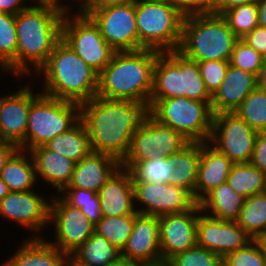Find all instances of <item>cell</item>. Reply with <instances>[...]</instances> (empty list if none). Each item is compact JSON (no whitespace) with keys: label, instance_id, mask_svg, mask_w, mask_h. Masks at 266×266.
Instances as JSON below:
<instances>
[{"label":"cell","instance_id":"cell-1","mask_svg":"<svg viewBox=\"0 0 266 266\" xmlns=\"http://www.w3.org/2000/svg\"><path fill=\"white\" fill-rule=\"evenodd\" d=\"M148 108L130 100L99 96L80 103V120L86 127L93 152L115 157L120 163L126 157L132 136Z\"/></svg>","mask_w":266,"mask_h":266},{"label":"cell","instance_id":"cell-2","mask_svg":"<svg viewBox=\"0 0 266 266\" xmlns=\"http://www.w3.org/2000/svg\"><path fill=\"white\" fill-rule=\"evenodd\" d=\"M64 14L58 3L50 2L30 4L15 15L17 81L30 79L47 62L62 39Z\"/></svg>","mask_w":266,"mask_h":266},{"label":"cell","instance_id":"cell-3","mask_svg":"<svg viewBox=\"0 0 266 266\" xmlns=\"http://www.w3.org/2000/svg\"><path fill=\"white\" fill-rule=\"evenodd\" d=\"M158 53L152 49L115 52L99 73L97 96L135 101L148 108Z\"/></svg>","mask_w":266,"mask_h":266},{"label":"cell","instance_id":"cell-4","mask_svg":"<svg viewBox=\"0 0 266 266\" xmlns=\"http://www.w3.org/2000/svg\"><path fill=\"white\" fill-rule=\"evenodd\" d=\"M34 76L43 85L40 92L56 99L80 104L97 95L99 74L62 39Z\"/></svg>","mask_w":266,"mask_h":266},{"label":"cell","instance_id":"cell-5","mask_svg":"<svg viewBox=\"0 0 266 266\" xmlns=\"http://www.w3.org/2000/svg\"><path fill=\"white\" fill-rule=\"evenodd\" d=\"M239 38L219 14H193L185 16L182 40L178 49L193 61H229Z\"/></svg>","mask_w":266,"mask_h":266},{"label":"cell","instance_id":"cell-6","mask_svg":"<svg viewBox=\"0 0 266 266\" xmlns=\"http://www.w3.org/2000/svg\"><path fill=\"white\" fill-rule=\"evenodd\" d=\"M139 50H178L185 16L170 2L135 0Z\"/></svg>","mask_w":266,"mask_h":266},{"label":"cell","instance_id":"cell-7","mask_svg":"<svg viewBox=\"0 0 266 266\" xmlns=\"http://www.w3.org/2000/svg\"><path fill=\"white\" fill-rule=\"evenodd\" d=\"M80 121V104L33 90L25 133V150L44 146Z\"/></svg>","mask_w":266,"mask_h":266},{"label":"cell","instance_id":"cell-8","mask_svg":"<svg viewBox=\"0 0 266 266\" xmlns=\"http://www.w3.org/2000/svg\"><path fill=\"white\" fill-rule=\"evenodd\" d=\"M148 113L190 142L210 140L214 116L211 101H196L187 97L149 100Z\"/></svg>","mask_w":266,"mask_h":266},{"label":"cell","instance_id":"cell-9","mask_svg":"<svg viewBox=\"0 0 266 266\" xmlns=\"http://www.w3.org/2000/svg\"><path fill=\"white\" fill-rule=\"evenodd\" d=\"M62 40L98 74L110 63L116 52L86 13L64 14Z\"/></svg>","mask_w":266,"mask_h":266},{"label":"cell","instance_id":"cell-10","mask_svg":"<svg viewBox=\"0 0 266 266\" xmlns=\"http://www.w3.org/2000/svg\"><path fill=\"white\" fill-rule=\"evenodd\" d=\"M83 13L93 20L116 52L139 50L135 0L88 7Z\"/></svg>","mask_w":266,"mask_h":266},{"label":"cell","instance_id":"cell-11","mask_svg":"<svg viewBox=\"0 0 266 266\" xmlns=\"http://www.w3.org/2000/svg\"><path fill=\"white\" fill-rule=\"evenodd\" d=\"M189 143L182 134L160 124L148 113L134 132L129 151L122 162H144L153 156L168 157Z\"/></svg>","mask_w":266,"mask_h":266},{"label":"cell","instance_id":"cell-12","mask_svg":"<svg viewBox=\"0 0 266 266\" xmlns=\"http://www.w3.org/2000/svg\"><path fill=\"white\" fill-rule=\"evenodd\" d=\"M49 198L51 203L48 230L53 229L55 240L44 238L69 256L95 233V225L80 209L68 204L59 194L52 193Z\"/></svg>","mask_w":266,"mask_h":266},{"label":"cell","instance_id":"cell-13","mask_svg":"<svg viewBox=\"0 0 266 266\" xmlns=\"http://www.w3.org/2000/svg\"><path fill=\"white\" fill-rule=\"evenodd\" d=\"M257 132L236 112L214 114L209 143L233 163H249Z\"/></svg>","mask_w":266,"mask_h":266},{"label":"cell","instance_id":"cell-14","mask_svg":"<svg viewBox=\"0 0 266 266\" xmlns=\"http://www.w3.org/2000/svg\"><path fill=\"white\" fill-rule=\"evenodd\" d=\"M43 196V193L41 195L38 192V188L24 192H10L0 200V218L9 220L25 230L28 229L31 235L27 238H44L42 235H45V231L49 228L51 199Z\"/></svg>","mask_w":266,"mask_h":266},{"label":"cell","instance_id":"cell-15","mask_svg":"<svg viewBox=\"0 0 266 266\" xmlns=\"http://www.w3.org/2000/svg\"><path fill=\"white\" fill-rule=\"evenodd\" d=\"M134 204L140 214L162 216L192 210L198 202L193 194L168 183L132 182Z\"/></svg>","mask_w":266,"mask_h":266},{"label":"cell","instance_id":"cell-16","mask_svg":"<svg viewBox=\"0 0 266 266\" xmlns=\"http://www.w3.org/2000/svg\"><path fill=\"white\" fill-rule=\"evenodd\" d=\"M254 239L236 221L214 218L201 210L197 219V245L224 258L246 247Z\"/></svg>","mask_w":266,"mask_h":266},{"label":"cell","instance_id":"cell-17","mask_svg":"<svg viewBox=\"0 0 266 266\" xmlns=\"http://www.w3.org/2000/svg\"><path fill=\"white\" fill-rule=\"evenodd\" d=\"M198 216L199 204L190 211L159 216L162 261L197 245Z\"/></svg>","mask_w":266,"mask_h":266},{"label":"cell","instance_id":"cell-18","mask_svg":"<svg viewBox=\"0 0 266 266\" xmlns=\"http://www.w3.org/2000/svg\"><path fill=\"white\" fill-rule=\"evenodd\" d=\"M17 87L12 93H0V141L16 144L25 150V133L31 106V84ZM9 94V95H8Z\"/></svg>","mask_w":266,"mask_h":266},{"label":"cell","instance_id":"cell-19","mask_svg":"<svg viewBox=\"0 0 266 266\" xmlns=\"http://www.w3.org/2000/svg\"><path fill=\"white\" fill-rule=\"evenodd\" d=\"M121 256L141 265L162 261L158 216L139 213L135 217L133 230Z\"/></svg>","mask_w":266,"mask_h":266},{"label":"cell","instance_id":"cell-20","mask_svg":"<svg viewBox=\"0 0 266 266\" xmlns=\"http://www.w3.org/2000/svg\"><path fill=\"white\" fill-rule=\"evenodd\" d=\"M256 87V75L229 64L225 78L212 96L213 114L235 112Z\"/></svg>","mask_w":266,"mask_h":266},{"label":"cell","instance_id":"cell-21","mask_svg":"<svg viewBox=\"0 0 266 266\" xmlns=\"http://www.w3.org/2000/svg\"><path fill=\"white\" fill-rule=\"evenodd\" d=\"M120 167L121 163L115 157L91 151L75 163L72 178L65 188H81L97 193Z\"/></svg>","mask_w":266,"mask_h":266},{"label":"cell","instance_id":"cell-22","mask_svg":"<svg viewBox=\"0 0 266 266\" xmlns=\"http://www.w3.org/2000/svg\"><path fill=\"white\" fill-rule=\"evenodd\" d=\"M102 216H123L136 213L132 176L120 167L97 192Z\"/></svg>","mask_w":266,"mask_h":266},{"label":"cell","instance_id":"cell-23","mask_svg":"<svg viewBox=\"0 0 266 266\" xmlns=\"http://www.w3.org/2000/svg\"><path fill=\"white\" fill-rule=\"evenodd\" d=\"M233 162L209 142L201 143V155L196 183L198 204L215 188L227 182Z\"/></svg>","mask_w":266,"mask_h":266},{"label":"cell","instance_id":"cell-24","mask_svg":"<svg viewBox=\"0 0 266 266\" xmlns=\"http://www.w3.org/2000/svg\"><path fill=\"white\" fill-rule=\"evenodd\" d=\"M34 166L37 182L42 180L46 186L51 185L59 194L68 186L75 167V162L49 150L45 145L29 150Z\"/></svg>","mask_w":266,"mask_h":266},{"label":"cell","instance_id":"cell-25","mask_svg":"<svg viewBox=\"0 0 266 266\" xmlns=\"http://www.w3.org/2000/svg\"><path fill=\"white\" fill-rule=\"evenodd\" d=\"M18 245L4 260L8 266H64L68 257L45 238L26 237Z\"/></svg>","mask_w":266,"mask_h":266},{"label":"cell","instance_id":"cell-26","mask_svg":"<svg viewBox=\"0 0 266 266\" xmlns=\"http://www.w3.org/2000/svg\"><path fill=\"white\" fill-rule=\"evenodd\" d=\"M181 97L180 52H159L154 66L153 90L149 100Z\"/></svg>","mask_w":266,"mask_h":266},{"label":"cell","instance_id":"cell-27","mask_svg":"<svg viewBox=\"0 0 266 266\" xmlns=\"http://www.w3.org/2000/svg\"><path fill=\"white\" fill-rule=\"evenodd\" d=\"M0 178L10 192H24L35 189L38 184L35 166L29 151L18 149L1 171Z\"/></svg>","mask_w":266,"mask_h":266},{"label":"cell","instance_id":"cell-28","mask_svg":"<svg viewBox=\"0 0 266 266\" xmlns=\"http://www.w3.org/2000/svg\"><path fill=\"white\" fill-rule=\"evenodd\" d=\"M245 197L237 194L227 182L213 189L200 203L201 210L217 219L236 221Z\"/></svg>","mask_w":266,"mask_h":266},{"label":"cell","instance_id":"cell-29","mask_svg":"<svg viewBox=\"0 0 266 266\" xmlns=\"http://www.w3.org/2000/svg\"><path fill=\"white\" fill-rule=\"evenodd\" d=\"M200 155L201 143L190 142L179 152L167 157L174 164L172 185L190 191L195 200Z\"/></svg>","mask_w":266,"mask_h":266},{"label":"cell","instance_id":"cell-30","mask_svg":"<svg viewBox=\"0 0 266 266\" xmlns=\"http://www.w3.org/2000/svg\"><path fill=\"white\" fill-rule=\"evenodd\" d=\"M69 257L81 266H106L121 257V251L104 237L94 233Z\"/></svg>","mask_w":266,"mask_h":266},{"label":"cell","instance_id":"cell-31","mask_svg":"<svg viewBox=\"0 0 266 266\" xmlns=\"http://www.w3.org/2000/svg\"><path fill=\"white\" fill-rule=\"evenodd\" d=\"M45 146L75 163L92 151L89 135L81 120L69 131L61 133L50 140Z\"/></svg>","mask_w":266,"mask_h":266},{"label":"cell","instance_id":"cell-32","mask_svg":"<svg viewBox=\"0 0 266 266\" xmlns=\"http://www.w3.org/2000/svg\"><path fill=\"white\" fill-rule=\"evenodd\" d=\"M121 167L130 171L132 182L172 184L174 164L167 157L153 156L144 162H121Z\"/></svg>","mask_w":266,"mask_h":266},{"label":"cell","instance_id":"cell-33","mask_svg":"<svg viewBox=\"0 0 266 266\" xmlns=\"http://www.w3.org/2000/svg\"><path fill=\"white\" fill-rule=\"evenodd\" d=\"M236 222L251 238L261 240L266 235V193L245 198Z\"/></svg>","mask_w":266,"mask_h":266},{"label":"cell","instance_id":"cell-34","mask_svg":"<svg viewBox=\"0 0 266 266\" xmlns=\"http://www.w3.org/2000/svg\"><path fill=\"white\" fill-rule=\"evenodd\" d=\"M264 182V172L250 162L234 163L227 178L230 187L245 198L263 193Z\"/></svg>","mask_w":266,"mask_h":266},{"label":"cell","instance_id":"cell-35","mask_svg":"<svg viewBox=\"0 0 266 266\" xmlns=\"http://www.w3.org/2000/svg\"><path fill=\"white\" fill-rule=\"evenodd\" d=\"M16 46L15 15L0 12V73L10 74V79L16 78Z\"/></svg>","mask_w":266,"mask_h":266},{"label":"cell","instance_id":"cell-36","mask_svg":"<svg viewBox=\"0 0 266 266\" xmlns=\"http://www.w3.org/2000/svg\"><path fill=\"white\" fill-rule=\"evenodd\" d=\"M139 213L123 216H102L95 225V233L111 242L120 251L126 246Z\"/></svg>","mask_w":266,"mask_h":266},{"label":"cell","instance_id":"cell-37","mask_svg":"<svg viewBox=\"0 0 266 266\" xmlns=\"http://www.w3.org/2000/svg\"><path fill=\"white\" fill-rule=\"evenodd\" d=\"M181 97L196 101H212L207 91L197 61L186 58L180 52Z\"/></svg>","mask_w":266,"mask_h":266},{"label":"cell","instance_id":"cell-38","mask_svg":"<svg viewBox=\"0 0 266 266\" xmlns=\"http://www.w3.org/2000/svg\"><path fill=\"white\" fill-rule=\"evenodd\" d=\"M221 16L241 39L259 25V5L258 2L239 5L224 11Z\"/></svg>","mask_w":266,"mask_h":266},{"label":"cell","instance_id":"cell-39","mask_svg":"<svg viewBox=\"0 0 266 266\" xmlns=\"http://www.w3.org/2000/svg\"><path fill=\"white\" fill-rule=\"evenodd\" d=\"M235 112L254 131H266V92L256 87Z\"/></svg>","mask_w":266,"mask_h":266},{"label":"cell","instance_id":"cell-40","mask_svg":"<svg viewBox=\"0 0 266 266\" xmlns=\"http://www.w3.org/2000/svg\"><path fill=\"white\" fill-rule=\"evenodd\" d=\"M59 195L70 205L80 209L96 225L102 218L98 194L81 188H64Z\"/></svg>","mask_w":266,"mask_h":266},{"label":"cell","instance_id":"cell-41","mask_svg":"<svg viewBox=\"0 0 266 266\" xmlns=\"http://www.w3.org/2000/svg\"><path fill=\"white\" fill-rule=\"evenodd\" d=\"M230 266H266V248L262 240H253L246 247L227 254Z\"/></svg>","mask_w":266,"mask_h":266},{"label":"cell","instance_id":"cell-42","mask_svg":"<svg viewBox=\"0 0 266 266\" xmlns=\"http://www.w3.org/2000/svg\"><path fill=\"white\" fill-rule=\"evenodd\" d=\"M264 58L265 57L255 49L239 39L235 43L229 63L236 68L251 72L257 76L262 67Z\"/></svg>","mask_w":266,"mask_h":266},{"label":"cell","instance_id":"cell-43","mask_svg":"<svg viewBox=\"0 0 266 266\" xmlns=\"http://www.w3.org/2000/svg\"><path fill=\"white\" fill-rule=\"evenodd\" d=\"M222 257L206 248L195 245L168 260L171 266H216Z\"/></svg>","mask_w":266,"mask_h":266},{"label":"cell","instance_id":"cell-44","mask_svg":"<svg viewBox=\"0 0 266 266\" xmlns=\"http://www.w3.org/2000/svg\"><path fill=\"white\" fill-rule=\"evenodd\" d=\"M205 87L211 96L219 89L225 78L229 61L208 60L197 62Z\"/></svg>","mask_w":266,"mask_h":266},{"label":"cell","instance_id":"cell-45","mask_svg":"<svg viewBox=\"0 0 266 266\" xmlns=\"http://www.w3.org/2000/svg\"><path fill=\"white\" fill-rule=\"evenodd\" d=\"M184 15L213 13L214 0H170Z\"/></svg>","mask_w":266,"mask_h":266},{"label":"cell","instance_id":"cell-46","mask_svg":"<svg viewBox=\"0 0 266 266\" xmlns=\"http://www.w3.org/2000/svg\"><path fill=\"white\" fill-rule=\"evenodd\" d=\"M250 163L266 172V131L257 132Z\"/></svg>","mask_w":266,"mask_h":266},{"label":"cell","instance_id":"cell-47","mask_svg":"<svg viewBox=\"0 0 266 266\" xmlns=\"http://www.w3.org/2000/svg\"><path fill=\"white\" fill-rule=\"evenodd\" d=\"M248 46L255 49L262 56L266 57V28L258 25L243 38Z\"/></svg>","mask_w":266,"mask_h":266},{"label":"cell","instance_id":"cell-48","mask_svg":"<svg viewBox=\"0 0 266 266\" xmlns=\"http://www.w3.org/2000/svg\"><path fill=\"white\" fill-rule=\"evenodd\" d=\"M29 5L27 0H0V12L16 15Z\"/></svg>","mask_w":266,"mask_h":266},{"label":"cell","instance_id":"cell-49","mask_svg":"<svg viewBox=\"0 0 266 266\" xmlns=\"http://www.w3.org/2000/svg\"><path fill=\"white\" fill-rule=\"evenodd\" d=\"M258 1L259 0H214L213 13L221 15L230 8Z\"/></svg>","mask_w":266,"mask_h":266},{"label":"cell","instance_id":"cell-50","mask_svg":"<svg viewBox=\"0 0 266 266\" xmlns=\"http://www.w3.org/2000/svg\"><path fill=\"white\" fill-rule=\"evenodd\" d=\"M18 149L19 147L12 142L0 141V174L8 160Z\"/></svg>","mask_w":266,"mask_h":266},{"label":"cell","instance_id":"cell-51","mask_svg":"<svg viewBox=\"0 0 266 266\" xmlns=\"http://www.w3.org/2000/svg\"><path fill=\"white\" fill-rule=\"evenodd\" d=\"M67 1H69V0H62V2L59 4L64 13H70V12L83 13L94 2V0H79V1L78 0L77 1L76 0L75 1L70 0L69 2H67ZM72 1H73V3H71L72 4L71 5L70 2H72ZM74 2H76V4H74ZM74 6H75V8H73Z\"/></svg>","mask_w":266,"mask_h":266},{"label":"cell","instance_id":"cell-52","mask_svg":"<svg viewBox=\"0 0 266 266\" xmlns=\"http://www.w3.org/2000/svg\"><path fill=\"white\" fill-rule=\"evenodd\" d=\"M256 77L257 87L266 92V57L264 58L262 67Z\"/></svg>","mask_w":266,"mask_h":266},{"label":"cell","instance_id":"cell-53","mask_svg":"<svg viewBox=\"0 0 266 266\" xmlns=\"http://www.w3.org/2000/svg\"><path fill=\"white\" fill-rule=\"evenodd\" d=\"M259 25L266 28V0H259Z\"/></svg>","mask_w":266,"mask_h":266},{"label":"cell","instance_id":"cell-54","mask_svg":"<svg viewBox=\"0 0 266 266\" xmlns=\"http://www.w3.org/2000/svg\"><path fill=\"white\" fill-rule=\"evenodd\" d=\"M106 266H141L140 263L129 261L125 257L121 256L116 261L110 262Z\"/></svg>","mask_w":266,"mask_h":266},{"label":"cell","instance_id":"cell-55","mask_svg":"<svg viewBox=\"0 0 266 266\" xmlns=\"http://www.w3.org/2000/svg\"><path fill=\"white\" fill-rule=\"evenodd\" d=\"M129 0H94V2L89 7H100L106 4H113V3H122Z\"/></svg>","mask_w":266,"mask_h":266},{"label":"cell","instance_id":"cell-56","mask_svg":"<svg viewBox=\"0 0 266 266\" xmlns=\"http://www.w3.org/2000/svg\"><path fill=\"white\" fill-rule=\"evenodd\" d=\"M10 193L8 186L0 178V200L5 198Z\"/></svg>","mask_w":266,"mask_h":266},{"label":"cell","instance_id":"cell-57","mask_svg":"<svg viewBox=\"0 0 266 266\" xmlns=\"http://www.w3.org/2000/svg\"><path fill=\"white\" fill-rule=\"evenodd\" d=\"M141 266H171L168 261H160L157 263L142 264Z\"/></svg>","mask_w":266,"mask_h":266},{"label":"cell","instance_id":"cell-58","mask_svg":"<svg viewBox=\"0 0 266 266\" xmlns=\"http://www.w3.org/2000/svg\"><path fill=\"white\" fill-rule=\"evenodd\" d=\"M64 266H81L74 262L69 256L66 259L65 265Z\"/></svg>","mask_w":266,"mask_h":266},{"label":"cell","instance_id":"cell-59","mask_svg":"<svg viewBox=\"0 0 266 266\" xmlns=\"http://www.w3.org/2000/svg\"><path fill=\"white\" fill-rule=\"evenodd\" d=\"M29 3H31V4H35V3H37V4H45V3H50L51 1L50 0H31V2H30V0H27ZM35 1V2H34Z\"/></svg>","mask_w":266,"mask_h":266},{"label":"cell","instance_id":"cell-60","mask_svg":"<svg viewBox=\"0 0 266 266\" xmlns=\"http://www.w3.org/2000/svg\"><path fill=\"white\" fill-rule=\"evenodd\" d=\"M216 266H230L224 258H222Z\"/></svg>","mask_w":266,"mask_h":266},{"label":"cell","instance_id":"cell-61","mask_svg":"<svg viewBox=\"0 0 266 266\" xmlns=\"http://www.w3.org/2000/svg\"><path fill=\"white\" fill-rule=\"evenodd\" d=\"M265 182H264V192L266 193V172L264 173Z\"/></svg>","mask_w":266,"mask_h":266},{"label":"cell","instance_id":"cell-62","mask_svg":"<svg viewBox=\"0 0 266 266\" xmlns=\"http://www.w3.org/2000/svg\"><path fill=\"white\" fill-rule=\"evenodd\" d=\"M261 240H262V242H263V244H264V246L266 248V235Z\"/></svg>","mask_w":266,"mask_h":266},{"label":"cell","instance_id":"cell-63","mask_svg":"<svg viewBox=\"0 0 266 266\" xmlns=\"http://www.w3.org/2000/svg\"><path fill=\"white\" fill-rule=\"evenodd\" d=\"M51 2H54V3H58L60 4L62 2V0H50Z\"/></svg>","mask_w":266,"mask_h":266},{"label":"cell","instance_id":"cell-64","mask_svg":"<svg viewBox=\"0 0 266 266\" xmlns=\"http://www.w3.org/2000/svg\"><path fill=\"white\" fill-rule=\"evenodd\" d=\"M0 266H8L5 262L0 263Z\"/></svg>","mask_w":266,"mask_h":266}]
</instances>
